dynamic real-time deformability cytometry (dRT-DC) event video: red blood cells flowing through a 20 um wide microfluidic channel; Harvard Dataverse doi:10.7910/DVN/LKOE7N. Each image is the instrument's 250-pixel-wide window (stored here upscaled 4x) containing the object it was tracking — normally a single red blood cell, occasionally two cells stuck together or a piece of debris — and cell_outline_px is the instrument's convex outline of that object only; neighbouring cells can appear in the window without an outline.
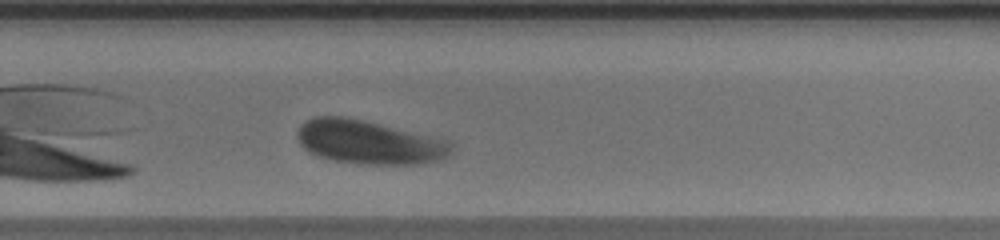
{"species": "human", "species_latin": "Homo sapiens", "temperature_condition": "warm", "stored_images_in_passage": 27, "camera_frame_rate_fps": 3000, "um_per_image_px": 0.085, "donor": {"sex": "male"}, "frame": {"image": 1, "passage_image": 20, "time_ms": 6.333, "image_size_px": [1000, 240], "cell_outline_px": [[456, 148], [448, 156], [440, 160], [420, 164], [368, 164], [332, 160], [316, 156], [308, 152], [300, 144], [296, 136], [296, 132], [300, 124], [304, 120], [316, 116], [344, 116], [364, 120], [452, 140], [456, 144]], "centroid_in_image_um": [31.41, 12.08], "position_along_channel_um": 298.4, "area_um2": 40.11}, "authors_computed_cell_mechanics": {"area_um2": 40.1132, "velocity_mm_per_s": 3.9702, "shape_relaxation_time_tau1_ms": 2.9692, "shape_relaxation_time_tau2_ms": 0.7485, "deformation_change_tau1": 0.1413, "deformation_change_tau2": 0.0493}}